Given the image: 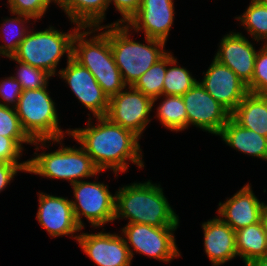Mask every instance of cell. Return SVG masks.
Masks as SVG:
<instances>
[{
  "instance_id": "cell-1",
  "label": "cell",
  "mask_w": 267,
  "mask_h": 266,
  "mask_svg": "<svg viewBox=\"0 0 267 266\" xmlns=\"http://www.w3.org/2000/svg\"><path fill=\"white\" fill-rule=\"evenodd\" d=\"M88 116L87 127L71 129L70 137L81 144L99 171L104 173L110 169L117 177L128 171L129 162L140 169L145 167L138 135L105 116L96 117L94 125L90 114Z\"/></svg>"
},
{
  "instance_id": "cell-2",
  "label": "cell",
  "mask_w": 267,
  "mask_h": 266,
  "mask_svg": "<svg viewBox=\"0 0 267 266\" xmlns=\"http://www.w3.org/2000/svg\"><path fill=\"white\" fill-rule=\"evenodd\" d=\"M160 184L150 180L133 182L118 188L115 220L155 227L179 226L180 219L166 198Z\"/></svg>"
},
{
  "instance_id": "cell-3",
  "label": "cell",
  "mask_w": 267,
  "mask_h": 266,
  "mask_svg": "<svg viewBox=\"0 0 267 266\" xmlns=\"http://www.w3.org/2000/svg\"><path fill=\"white\" fill-rule=\"evenodd\" d=\"M72 57L92 73L108 98L127 86L111 51L109 24L81 27L73 38Z\"/></svg>"
},
{
  "instance_id": "cell-4",
  "label": "cell",
  "mask_w": 267,
  "mask_h": 266,
  "mask_svg": "<svg viewBox=\"0 0 267 266\" xmlns=\"http://www.w3.org/2000/svg\"><path fill=\"white\" fill-rule=\"evenodd\" d=\"M63 139L33 141L31 145H34L36 152L33 155L35 157L28 159L27 173L52 180H67L70 185L90 177H95L97 180L96 177L101 171L95 167L91 157L81 146L77 148L75 145L73 147L63 145ZM54 143L60 144V147L46 153L44 148L49 149V146ZM40 149L43 152L38 153Z\"/></svg>"
},
{
  "instance_id": "cell-5",
  "label": "cell",
  "mask_w": 267,
  "mask_h": 266,
  "mask_svg": "<svg viewBox=\"0 0 267 266\" xmlns=\"http://www.w3.org/2000/svg\"><path fill=\"white\" fill-rule=\"evenodd\" d=\"M131 31L127 24H109L111 51L127 86H133L168 52L164 49L165 41L145 36L146 44H144L131 38Z\"/></svg>"
},
{
  "instance_id": "cell-6",
  "label": "cell",
  "mask_w": 267,
  "mask_h": 266,
  "mask_svg": "<svg viewBox=\"0 0 267 266\" xmlns=\"http://www.w3.org/2000/svg\"><path fill=\"white\" fill-rule=\"evenodd\" d=\"M50 26L45 30L34 31L30 29L19 44L13 58L35 68L46 71L51 77L59 73L57 66L66 54L67 59L72 57L73 38L81 28L76 25L68 32L59 31Z\"/></svg>"
},
{
  "instance_id": "cell-7",
  "label": "cell",
  "mask_w": 267,
  "mask_h": 266,
  "mask_svg": "<svg viewBox=\"0 0 267 266\" xmlns=\"http://www.w3.org/2000/svg\"><path fill=\"white\" fill-rule=\"evenodd\" d=\"M48 84L40 89L23 90L15 107L22 129L32 140H55L70 136L71 129L62 130L56 102Z\"/></svg>"
},
{
  "instance_id": "cell-8",
  "label": "cell",
  "mask_w": 267,
  "mask_h": 266,
  "mask_svg": "<svg viewBox=\"0 0 267 266\" xmlns=\"http://www.w3.org/2000/svg\"><path fill=\"white\" fill-rule=\"evenodd\" d=\"M74 200H71L75 219L85 229L82 216L94 229L113 223L115 218L116 194L109 191L104 182L82 180L71 185Z\"/></svg>"
},
{
  "instance_id": "cell-9",
  "label": "cell",
  "mask_w": 267,
  "mask_h": 266,
  "mask_svg": "<svg viewBox=\"0 0 267 266\" xmlns=\"http://www.w3.org/2000/svg\"><path fill=\"white\" fill-rule=\"evenodd\" d=\"M177 228L178 226L155 227L127 223L120 229V234L129 248L132 259L135 252L163 263H170L181 256L174 236Z\"/></svg>"
},
{
  "instance_id": "cell-10",
  "label": "cell",
  "mask_w": 267,
  "mask_h": 266,
  "mask_svg": "<svg viewBox=\"0 0 267 266\" xmlns=\"http://www.w3.org/2000/svg\"><path fill=\"white\" fill-rule=\"evenodd\" d=\"M152 108L153 100L150 97L145 96L133 86H126L109 98L105 117L113 123L131 130L141 138L151 122Z\"/></svg>"
},
{
  "instance_id": "cell-11",
  "label": "cell",
  "mask_w": 267,
  "mask_h": 266,
  "mask_svg": "<svg viewBox=\"0 0 267 266\" xmlns=\"http://www.w3.org/2000/svg\"><path fill=\"white\" fill-rule=\"evenodd\" d=\"M187 113V129L195 126L217 136L231 113L197 83L182 95Z\"/></svg>"
},
{
  "instance_id": "cell-12",
  "label": "cell",
  "mask_w": 267,
  "mask_h": 266,
  "mask_svg": "<svg viewBox=\"0 0 267 266\" xmlns=\"http://www.w3.org/2000/svg\"><path fill=\"white\" fill-rule=\"evenodd\" d=\"M66 67L59 70L58 76L70 87V91L84 105L93 117L105 116L109 98L103 92L92 73L73 57L67 59Z\"/></svg>"
},
{
  "instance_id": "cell-13",
  "label": "cell",
  "mask_w": 267,
  "mask_h": 266,
  "mask_svg": "<svg viewBox=\"0 0 267 266\" xmlns=\"http://www.w3.org/2000/svg\"><path fill=\"white\" fill-rule=\"evenodd\" d=\"M37 195L39 207L36 219L40 226L52 238L70 235V238L75 239L77 243L82 229L75 219L71 200L44 192H38Z\"/></svg>"
},
{
  "instance_id": "cell-14",
  "label": "cell",
  "mask_w": 267,
  "mask_h": 266,
  "mask_svg": "<svg viewBox=\"0 0 267 266\" xmlns=\"http://www.w3.org/2000/svg\"><path fill=\"white\" fill-rule=\"evenodd\" d=\"M80 232L77 242L97 266H131L132 257L121 234Z\"/></svg>"
},
{
  "instance_id": "cell-15",
  "label": "cell",
  "mask_w": 267,
  "mask_h": 266,
  "mask_svg": "<svg viewBox=\"0 0 267 266\" xmlns=\"http://www.w3.org/2000/svg\"><path fill=\"white\" fill-rule=\"evenodd\" d=\"M200 84L230 113L249 93L247 85L227 66L213 58Z\"/></svg>"
},
{
  "instance_id": "cell-16",
  "label": "cell",
  "mask_w": 267,
  "mask_h": 266,
  "mask_svg": "<svg viewBox=\"0 0 267 266\" xmlns=\"http://www.w3.org/2000/svg\"><path fill=\"white\" fill-rule=\"evenodd\" d=\"M248 39L240 32L230 31L221 38L214 55V59L234 71L246 85L252 81L258 52L255 43Z\"/></svg>"
},
{
  "instance_id": "cell-17",
  "label": "cell",
  "mask_w": 267,
  "mask_h": 266,
  "mask_svg": "<svg viewBox=\"0 0 267 266\" xmlns=\"http://www.w3.org/2000/svg\"><path fill=\"white\" fill-rule=\"evenodd\" d=\"M174 0H142L138 12L127 25L134 33L167 42L175 16Z\"/></svg>"
},
{
  "instance_id": "cell-18",
  "label": "cell",
  "mask_w": 267,
  "mask_h": 266,
  "mask_svg": "<svg viewBox=\"0 0 267 266\" xmlns=\"http://www.w3.org/2000/svg\"><path fill=\"white\" fill-rule=\"evenodd\" d=\"M250 185L245 184L233 196L218 204V217L234 231L260 222L267 207L259 201Z\"/></svg>"
},
{
  "instance_id": "cell-19",
  "label": "cell",
  "mask_w": 267,
  "mask_h": 266,
  "mask_svg": "<svg viewBox=\"0 0 267 266\" xmlns=\"http://www.w3.org/2000/svg\"><path fill=\"white\" fill-rule=\"evenodd\" d=\"M204 250L213 266H221L238 257L235 231L218 216L202 223Z\"/></svg>"
},
{
  "instance_id": "cell-20",
  "label": "cell",
  "mask_w": 267,
  "mask_h": 266,
  "mask_svg": "<svg viewBox=\"0 0 267 266\" xmlns=\"http://www.w3.org/2000/svg\"><path fill=\"white\" fill-rule=\"evenodd\" d=\"M217 136L231 148L267 161V137L240 126L231 117Z\"/></svg>"
},
{
  "instance_id": "cell-21",
  "label": "cell",
  "mask_w": 267,
  "mask_h": 266,
  "mask_svg": "<svg viewBox=\"0 0 267 266\" xmlns=\"http://www.w3.org/2000/svg\"><path fill=\"white\" fill-rule=\"evenodd\" d=\"M230 117L240 126L267 137V96L249 92Z\"/></svg>"
},
{
  "instance_id": "cell-22",
  "label": "cell",
  "mask_w": 267,
  "mask_h": 266,
  "mask_svg": "<svg viewBox=\"0 0 267 266\" xmlns=\"http://www.w3.org/2000/svg\"><path fill=\"white\" fill-rule=\"evenodd\" d=\"M69 21L81 27H100L106 19L109 0H58Z\"/></svg>"
},
{
  "instance_id": "cell-23",
  "label": "cell",
  "mask_w": 267,
  "mask_h": 266,
  "mask_svg": "<svg viewBox=\"0 0 267 266\" xmlns=\"http://www.w3.org/2000/svg\"><path fill=\"white\" fill-rule=\"evenodd\" d=\"M238 257L247 265L267 252V233L263 220L235 231Z\"/></svg>"
},
{
  "instance_id": "cell-24",
  "label": "cell",
  "mask_w": 267,
  "mask_h": 266,
  "mask_svg": "<svg viewBox=\"0 0 267 266\" xmlns=\"http://www.w3.org/2000/svg\"><path fill=\"white\" fill-rule=\"evenodd\" d=\"M13 17H5L0 26L1 40L4 42L3 45H0V56L4 57H13L16 53L19 44L25 38L27 33L30 31V26L28 23L31 17L22 14L11 13ZM27 23V24H26ZM27 25V26H26ZM11 34V35H10ZM10 37V38H9ZM4 38V39H3ZM6 40V41H5Z\"/></svg>"
},
{
  "instance_id": "cell-25",
  "label": "cell",
  "mask_w": 267,
  "mask_h": 266,
  "mask_svg": "<svg viewBox=\"0 0 267 266\" xmlns=\"http://www.w3.org/2000/svg\"><path fill=\"white\" fill-rule=\"evenodd\" d=\"M155 117L165 129L182 132L187 129V113L182 96L162 95Z\"/></svg>"
},
{
  "instance_id": "cell-26",
  "label": "cell",
  "mask_w": 267,
  "mask_h": 266,
  "mask_svg": "<svg viewBox=\"0 0 267 266\" xmlns=\"http://www.w3.org/2000/svg\"><path fill=\"white\" fill-rule=\"evenodd\" d=\"M177 57L171 51L167 52V71L163 83V95L182 96L190 90L197 79L192 76L186 67L178 66Z\"/></svg>"
},
{
  "instance_id": "cell-27",
  "label": "cell",
  "mask_w": 267,
  "mask_h": 266,
  "mask_svg": "<svg viewBox=\"0 0 267 266\" xmlns=\"http://www.w3.org/2000/svg\"><path fill=\"white\" fill-rule=\"evenodd\" d=\"M240 26L248 32L252 40L267 44V6L258 0H251L246 11L235 17Z\"/></svg>"
},
{
  "instance_id": "cell-28",
  "label": "cell",
  "mask_w": 267,
  "mask_h": 266,
  "mask_svg": "<svg viewBox=\"0 0 267 266\" xmlns=\"http://www.w3.org/2000/svg\"><path fill=\"white\" fill-rule=\"evenodd\" d=\"M167 71V53L153 64L133 85L145 96L153 100V107L156 101L163 95V83Z\"/></svg>"
},
{
  "instance_id": "cell-29",
  "label": "cell",
  "mask_w": 267,
  "mask_h": 266,
  "mask_svg": "<svg viewBox=\"0 0 267 266\" xmlns=\"http://www.w3.org/2000/svg\"><path fill=\"white\" fill-rule=\"evenodd\" d=\"M11 61L18 63L16 67V74H12L13 77L21 83L23 90L40 89L49 84L51 76L44 70L35 68L29 64L22 63L15 60L13 57H9ZM15 75V76H14Z\"/></svg>"
},
{
  "instance_id": "cell-30",
  "label": "cell",
  "mask_w": 267,
  "mask_h": 266,
  "mask_svg": "<svg viewBox=\"0 0 267 266\" xmlns=\"http://www.w3.org/2000/svg\"><path fill=\"white\" fill-rule=\"evenodd\" d=\"M52 3L58 6V0H7V7L10 13L27 15L36 23L45 16Z\"/></svg>"
},
{
  "instance_id": "cell-31",
  "label": "cell",
  "mask_w": 267,
  "mask_h": 266,
  "mask_svg": "<svg viewBox=\"0 0 267 266\" xmlns=\"http://www.w3.org/2000/svg\"><path fill=\"white\" fill-rule=\"evenodd\" d=\"M256 54L252 81L247 85L248 91L267 96V44H262Z\"/></svg>"
},
{
  "instance_id": "cell-32",
  "label": "cell",
  "mask_w": 267,
  "mask_h": 266,
  "mask_svg": "<svg viewBox=\"0 0 267 266\" xmlns=\"http://www.w3.org/2000/svg\"><path fill=\"white\" fill-rule=\"evenodd\" d=\"M29 137H5L0 135V161L15 163V164H28V160L20 162V157L25 145L32 144Z\"/></svg>"
},
{
  "instance_id": "cell-33",
  "label": "cell",
  "mask_w": 267,
  "mask_h": 266,
  "mask_svg": "<svg viewBox=\"0 0 267 266\" xmlns=\"http://www.w3.org/2000/svg\"><path fill=\"white\" fill-rule=\"evenodd\" d=\"M0 135L5 137H28L22 129L14 107L0 104Z\"/></svg>"
},
{
  "instance_id": "cell-34",
  "label": "cell",
  "mask_w": 267,
  "mask_h": 266,
  "mask_svg": "<svg viewBox=\"0 0 267 266\" xmlns=\"http://www.w3.org/2000/svg\"><path fill=\"white\" fill-rule=\"evenodd\" d=\"M22 91L21 83L13 76L4 77L0 80V104L15 108Z\"/></svg>"
},
{
  "instance_id": "cell-35",
  "label": "cell",
  "mask_w": 267,
  "mask_h": 266,
  "mask_svg": "<svg viewBox=\"0 0 267 266\" xmlns=\"http://www.w3.org/2000/svg\"><path fill=\"white\" fill-rule=\"evenodd\" d=\"M142 0H109L110 4H113L116 11L120 13L122 18L118 19L114 23L109 24H127L128 21L138 12Z\"/></svg>"
},
{
  "instance_id": "cell-36",
  "label": "cell",
  "mask_w": 267,
  "mask_h": 266,
  "mask_svg": "<svg viewBox=\"0 0 267 266\" xmlns=\"http://www.w3.org/2000/svg\"><path fill=\"white\" fill-rule=\"evenodd\" d=\"M28 164H15L0 161V193L14 180L18 172L27 173ZM12 180V181H11Z\"/></svg>"
},
{
  "instance_id": "cell-37",
  "label": "cell",
  "mask_w": 267,
  "mask_h": 266,
  "mask_svg": "<svg viewBox=\"0 0 267 266\" xmlns=\"http://www.w3.org/2000/svg\"><path fill=\"white\" fill-rule=\"evenodd\" d=\"M245 266H267V252L262 257L249 262Z\"/></svg>"
},
{
  "instance_id": "cell-38",
  "label": "cell",
  "mask_w": 267,
  "mask_h": 266,
  "mask_svg": "<svg viewBox=\"0 0 267 266\" xmlns=\"http://www.w3.org/2000/svg\"><path fill=\"white\" fill-rule=\"evenodd\" d=\"M262 220L264 222V225H265V229H266V233H267V207L263 213V217H262Z\"/></svg>"
},
{
  "instance_id": "cell-39",
  "label": "cell",
  "mask_w": 267,
  "mask_h": 266,
  "mask_svg": "<svg viewBox=\"0 0 267 266\" xmlns=\"http://www.w3.org/2000/svg\"><path fill=\"white\" fill-rule=\"evenodd\" d=\"M261 4L267 6V0H258Z\"/></svg>"
}]
</instances>
